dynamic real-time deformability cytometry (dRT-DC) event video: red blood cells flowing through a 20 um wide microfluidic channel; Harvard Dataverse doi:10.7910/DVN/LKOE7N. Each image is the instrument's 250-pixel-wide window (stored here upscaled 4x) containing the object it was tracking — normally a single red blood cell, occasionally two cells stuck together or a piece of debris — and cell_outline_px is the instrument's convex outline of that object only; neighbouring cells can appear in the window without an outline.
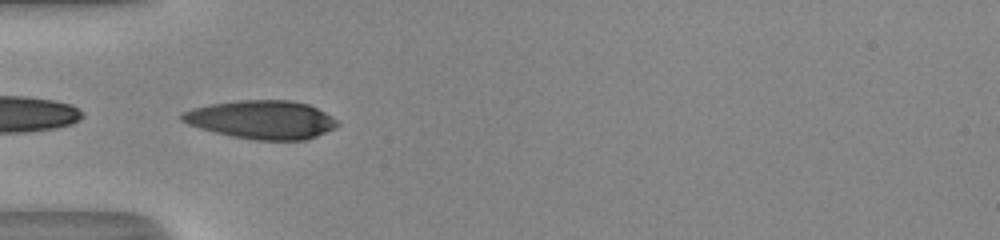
{"species": "human", "species_latin": "Homo sapiens", "temperature_condition": "room temperature", "stored_images_in_passage": 35, "camera_frame_rate_fps": 3000, "um_per_image_px": 0.085, "donor": {"sex": "male"}, "frame": {"image": 1, "passage_image": 1, "time_ms": 0.0, "image_size_px": [1000, 240], "cell_outline_px": [[340, 124], [316, 136], [304, 140], [256, 140], [232, 136], [200, 128], [188, 124], [180, 120], [180, 112], [192, 108], [212, 104], [240, 100], [292, 100], [308, 104], [324, 112], [336, 120]], "centroid_in_image_um": [22.21, 10.16], "position_along_channel_um": 62.8, "area_um2": 34.56}}
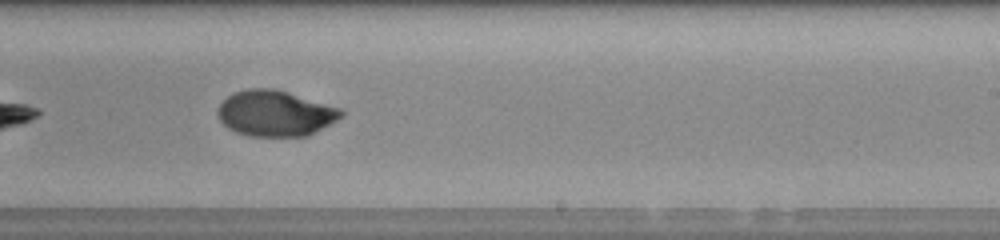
{"frame": {"image": 2, "passage_image": 16, "time_ms": 5.0, "image_size_px": [1000, 240], "cell_outline_px": [[344, 116], [308, 136], [252, 136], [236, 132], [228, 128], [220, 120], [216, 112], [220, 104], [232, 92], [248, 88], [276, 88], [340, 108], [344, 112]], "centroid_in_image_um": [23.39, 9.62], "position_along_channel_um": 265.6, "area_um2": 33.0}, "authors_computed_cell_mechanics": {"area_um2": 33.1772, "velocity_mm_per_s": 4.1253, "shape_relaxation_time_tau1_ms": 6.788, "shape_relaxation_time_tau2_ms": 5.3094, "deformation_change_tau1": 0.235, "deformation_change_tau2": 0.029}}